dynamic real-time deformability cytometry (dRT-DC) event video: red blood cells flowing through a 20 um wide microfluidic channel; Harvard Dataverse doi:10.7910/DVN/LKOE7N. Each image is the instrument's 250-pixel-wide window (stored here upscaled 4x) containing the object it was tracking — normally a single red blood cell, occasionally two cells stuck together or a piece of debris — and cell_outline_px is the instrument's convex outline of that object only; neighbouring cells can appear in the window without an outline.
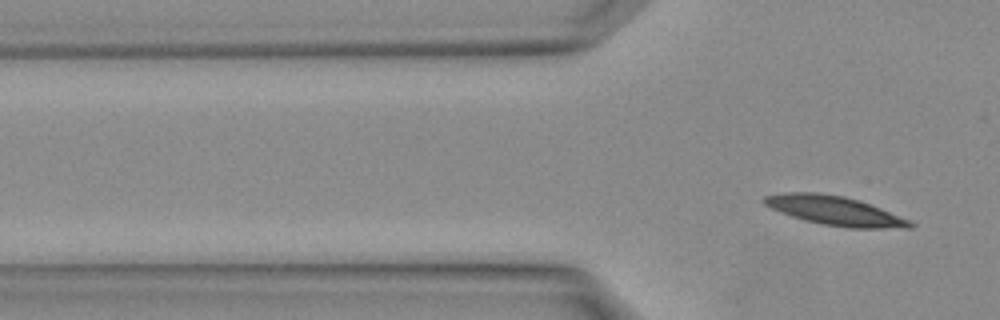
{"species": "Egyptian fruit bat (a non-hibernating species)", "species_latin": "Rousettus aegyptiacus", "temperature_condition": "warm", "stored_images_in_passage": 3, "camera_frame_rate_fps": 3000, "um_per_image_px": 0.085, "animal": {"sex": "female"}, "frame": {"image": 1, "passage_image": 3, "time_ms": 0.667, "image_size_px": [1000, 320], "cell_outline_px": [[916, 224], [912, 228], [852, 228], [824, 224], [804, 220], [780, 212], [764, 204], [760, 200], [764, 196], [784, 192], [816, 192], [844, 196], [880, 208], [908, 220]], "centroid_in_image_um": [70.91, 17.9], "position_along_channel_um": 54.9, "area_um2": 24.45}}